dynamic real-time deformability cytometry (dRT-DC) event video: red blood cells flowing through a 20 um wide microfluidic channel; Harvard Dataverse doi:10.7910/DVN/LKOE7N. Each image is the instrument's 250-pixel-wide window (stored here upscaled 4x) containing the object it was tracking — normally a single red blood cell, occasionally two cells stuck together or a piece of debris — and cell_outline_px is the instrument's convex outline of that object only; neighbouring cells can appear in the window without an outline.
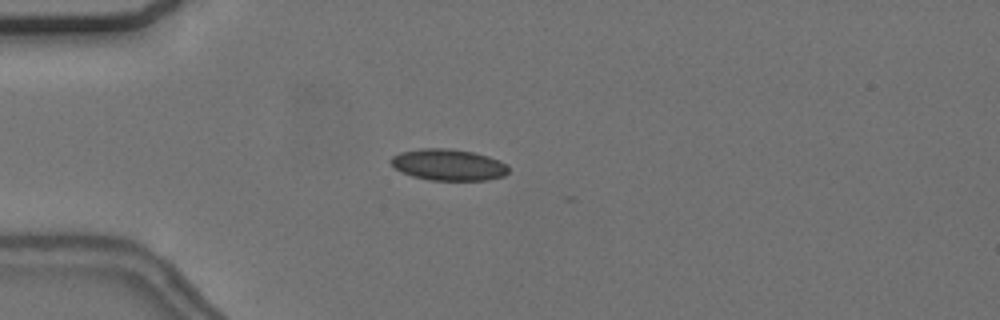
{"species": "common noctule bat (a hibernating species)", "species_latin": "Nyctalus noctula", "temperature_condition": "cold", "stored_images_in_passage": 21, "camera_frame_rate_fps": 3000, "um_per_image_px": 0.085, "animal": {"sex": "female", "body_mass_g": 24.6, "forearm_length_mm": 56.2}, "frame": {"image": 1, "passage_image": 15, "time_ms": 4.667, "image_size_px": [1000, 320], "cell_outline_px": [[508, 172], [504, 176], [488, 180], [428, 180], [412, 176], [396, 168], [388, 160], [392, 156], [400, 152], [420, 148], [448, 148], [472, 152], [488, 156], [500, 160], [508, 164]], "centroid_in_image_um": [38.13, 14.0], "position_along_channel_um": 46.9, "area_um2": 21.62}}